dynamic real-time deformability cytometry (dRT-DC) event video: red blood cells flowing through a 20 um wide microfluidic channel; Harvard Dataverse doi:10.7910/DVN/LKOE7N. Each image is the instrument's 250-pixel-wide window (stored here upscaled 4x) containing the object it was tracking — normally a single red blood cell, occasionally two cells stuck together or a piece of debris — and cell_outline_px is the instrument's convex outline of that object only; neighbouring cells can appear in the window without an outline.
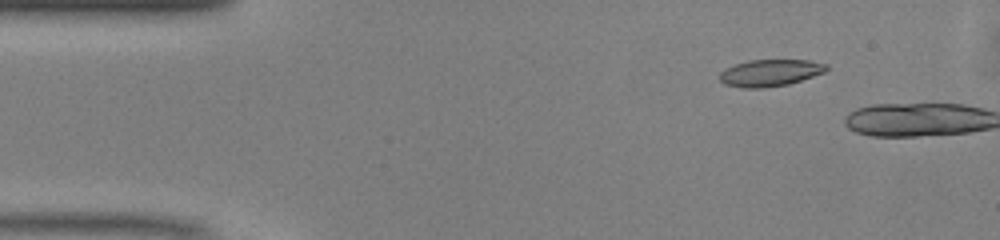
{"species": "common noctule bat (a hibernating species)", "species_latin": "Nyctalus noctula", "temperature_condition": "warm", "stored_images_in_passage": 7, "camera_frame_rate_fps": 3000, "um_per_image_px": 0.085, "animal": {"sex": "male", "body_mass_g": 13.0, "forearm_length_mm": 53.1}, "frame": {"image": 1, "passage_image": 6, "time_ms": 1.667, "image_size_px": [1000, 240], "cell_outline_px": [[828, 68], [824, 72], [788, 84], [764, 88], [744, 88], [724, 84], [720, 80], [720, 72], [724, 68], [748, 60], [808, 60], [828, 64]], "centroid_in_image_um": [65.43, 6.19], "position_along_channel_um": 19.6, "area_um2": 16.65}}